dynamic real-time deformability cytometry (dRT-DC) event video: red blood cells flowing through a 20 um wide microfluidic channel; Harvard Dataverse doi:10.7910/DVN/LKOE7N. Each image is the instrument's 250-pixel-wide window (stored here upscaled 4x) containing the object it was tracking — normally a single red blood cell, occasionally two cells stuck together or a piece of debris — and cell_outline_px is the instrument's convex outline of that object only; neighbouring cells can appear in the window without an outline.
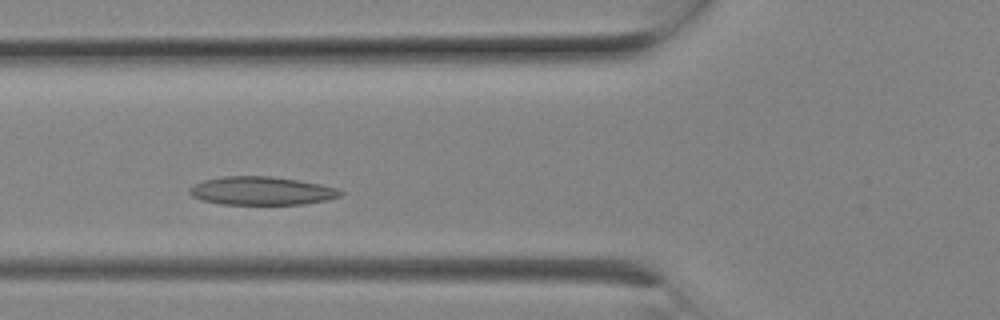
{"species": "Egyptian fruit bat (a non-hibernating species)", "species_latin": "Rousettus aegyptiacus", "temperature_condition": "room temperature", "stored_images_in_passage": 6, "camera_frame_rate_fps": 3000, "um_per_image_px": 0.085, "animal": {"sex": "female"}, "frame": {"image": 1, "passage_image": 5, "time_ms": 1.333, "image_size_px": [1000, 320], "cell_outline_px": [[344, 192], [340, 196], [328, 200], [304, 204], [220, 204], [204, 200], [192, 196], [188, 192], [188, 188], [192, 184], [204, 180], [224, 176], [272, 176], [300, 180], [320, 184], [336, 188]], "centroid_in_image_um": [22.23, 16.21], "position_along_channel_um": 103.6, "area_um2": 25.03}}
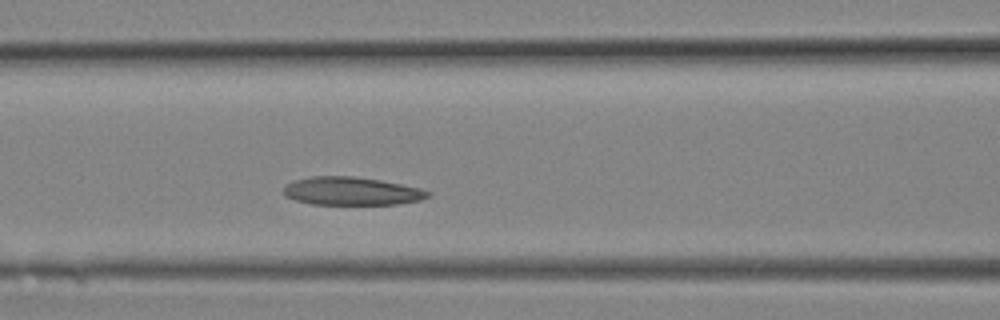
{"frame": {"image": 2, "passage_image": 6, "time_ms": 1.667, "image_size_px": [1000, 320], "cell_outline_px": [[432, 196], [420, 200], [400, 204], [312, 204], [296, 200], [284, 196], [284, 184], [296, 180], [312, 176], [352, 176], [380, 180], [420, 188], [432, 192]], "centroid_in_image_um": [29.9, 16.25], "position_along_channel_um": 136.7, "area_um2": 23.7}}